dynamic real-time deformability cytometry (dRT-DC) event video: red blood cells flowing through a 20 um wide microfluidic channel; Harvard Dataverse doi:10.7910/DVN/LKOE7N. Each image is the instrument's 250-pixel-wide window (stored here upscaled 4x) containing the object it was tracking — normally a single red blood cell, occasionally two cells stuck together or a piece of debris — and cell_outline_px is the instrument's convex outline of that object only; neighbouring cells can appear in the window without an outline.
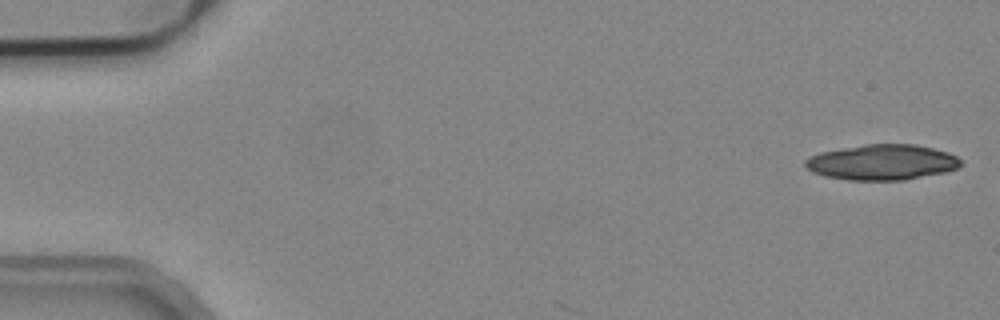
{"species": "common noctule bat (a hibernating species)", "species_latin": "Nyctalus noctula", "temperature_condition": "cold", "stored_images_in_passage": 3, "camera_frame_rate_fps": 3000, "um_per_image_px": 0.085, "animal": {"sex": "male", "body_mass_g": 19.2, "forearm_length_mm": 51.8}, "frame": {"image": 1, "passage_image": 1, "time_ms": 0.0, "image_size_px": [1000, 320], "cell_outline_px": [[960, 168], [944, 172], [904, 180], [848, 180], [824, 176], [812, 172], [804, 164], [804, 160], [820, 152], [864, 144], [916, 144], [948, 152], [956, 156], [960, 160]], "centroid_in_image_um": [74.97, 13.79], "position_along_channel_um": 10.0, "area_um2": 32.14}}